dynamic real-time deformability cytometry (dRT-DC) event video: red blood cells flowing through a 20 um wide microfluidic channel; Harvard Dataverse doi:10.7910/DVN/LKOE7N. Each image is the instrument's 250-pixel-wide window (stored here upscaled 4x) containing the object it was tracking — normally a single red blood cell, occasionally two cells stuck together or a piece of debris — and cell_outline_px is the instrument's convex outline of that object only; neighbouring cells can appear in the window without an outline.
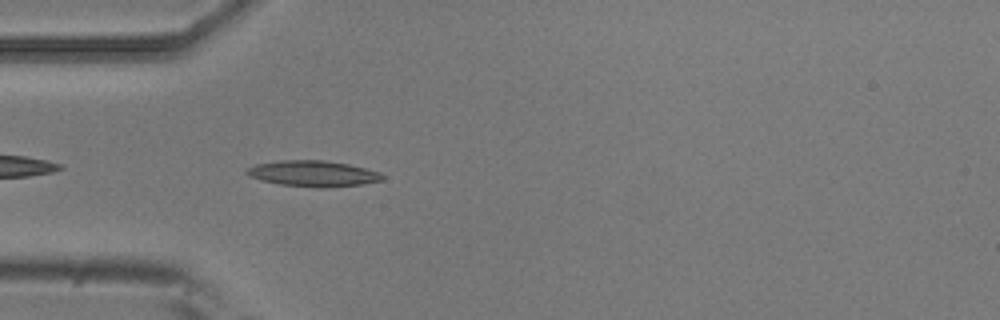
{"species": "common noctule bat (a hibernating species)", "species_latin": "Nyctalus noctula", "temperature_condition": "room temperature", "stored_images_in_passage": 3, "camera_frame_rate_fps": 3000, "um_per_image_px": 0.085, "animal": {"sex": "male", "body_mass_g": 20.5, "forearm_length_mm": 52.5}, "frame": {"image": 1, "passage_image": 3, "time_ms": 0.667, "image_size_px": [1000, 320], "cell_outline_px": [[384, 180], [360, 184], [320, 188], [316, 188], [280, 184], [264, 180], [252, 176], [244, 172], [248, 168], [256, 164], [280, 160], [324, 160], [348, 164], [380, 172], [384, 176]], "centroid_in_image_um": [26.64, 14.75], "position_along_channel_um": 58.4, "area_um2": 20.23}}